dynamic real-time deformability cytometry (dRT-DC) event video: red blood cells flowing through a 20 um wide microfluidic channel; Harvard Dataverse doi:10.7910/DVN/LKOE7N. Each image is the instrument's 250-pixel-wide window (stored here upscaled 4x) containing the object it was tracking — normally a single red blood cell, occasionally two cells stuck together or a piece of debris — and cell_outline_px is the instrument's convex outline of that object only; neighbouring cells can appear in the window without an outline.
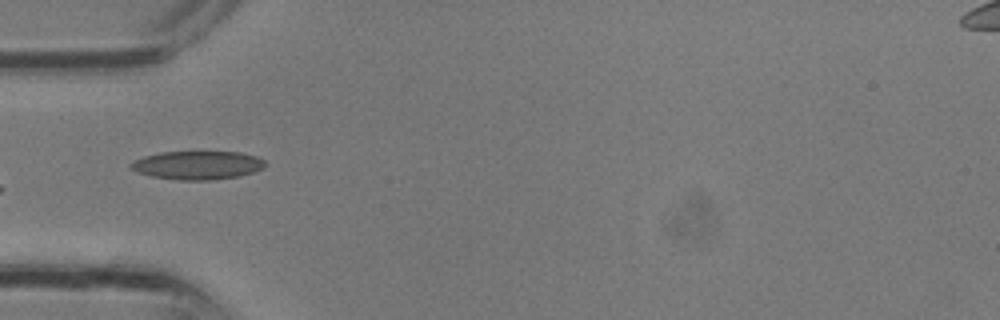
{"species": "common noctule bat (a hibernating species)", "species_latin": "Nyctalus noctula", "temperature_condition": "room temperature", "stored_images_in_passage": 2, "camera_frame_rate_fps": 3000, "um_per_image_px": 0.085, "animal": {"sex": "male", "body_mass_g": 13.3}, "frame": {"image": 1, "passage_image": 2, "time_ms": 0.333, "image_size_px": [1000, 320], "cell_outline_px": [[268, 164], [264, 168], [252, 172], [236, 176], [212, 180], [180, 180], [152, 176], [136, 172], [128, 168], [128, 164], [132, 160], [144, 156], [160, 152], [240, 152], [256, 156], [264, 160]], "centroid_in_image_um": [16.74, 14.03], "position_along_channel_um": 68.3, "area_um2": 22.43}}